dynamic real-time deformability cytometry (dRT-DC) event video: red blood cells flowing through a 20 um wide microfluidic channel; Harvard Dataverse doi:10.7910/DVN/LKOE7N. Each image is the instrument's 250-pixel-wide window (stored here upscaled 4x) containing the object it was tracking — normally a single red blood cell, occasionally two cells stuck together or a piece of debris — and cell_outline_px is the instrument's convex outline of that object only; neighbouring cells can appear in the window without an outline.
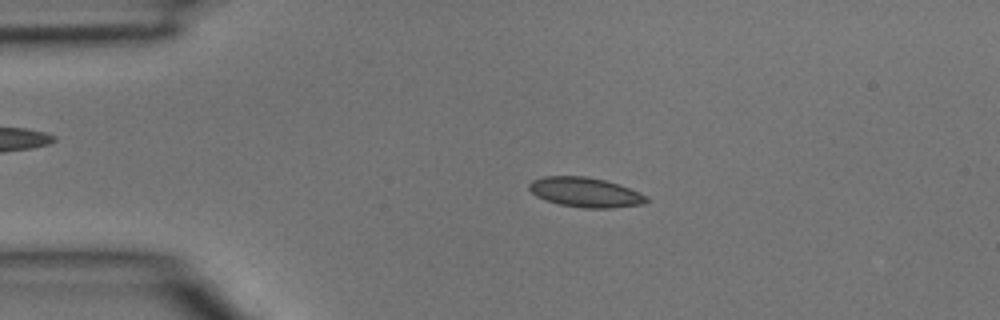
{"species": "common noctule bat (a hibernating species)", "species_latin": "Nyctalus noctula", "temperature_condition": "room temperature", "stored_images_in_passage": 4, "camera_frame_rate_fps": 3000, "um_per_image_px": 0.085, "animal": {"sex": "male", "body_mass_g": 15.6}, "frame": {"image": 1, "passage_image": 2, "time_ms": 0.333, "image_size_px": [1000, 320], "cell_outline_px": [[648, 200], [644, 204], [612, 208], [580, 208], [560, 204], [536, 196], [528, 188], [528, 184], [532, 180], [544, 176], [584, 176], [604, 180], [640, 192], [648, 196]], "centroid_in_image_um": [49.75, 16.35], "position_along_channel_um": 35.2, "area_um2": 20.23}}